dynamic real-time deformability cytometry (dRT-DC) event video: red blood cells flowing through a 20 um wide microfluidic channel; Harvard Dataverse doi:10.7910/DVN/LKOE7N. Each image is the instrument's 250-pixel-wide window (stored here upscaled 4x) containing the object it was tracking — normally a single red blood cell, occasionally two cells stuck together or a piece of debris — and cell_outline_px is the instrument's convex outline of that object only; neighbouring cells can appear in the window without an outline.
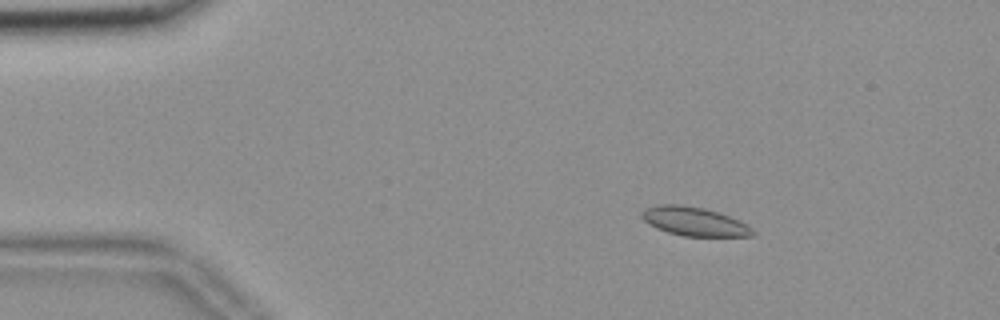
{"species": "common noctule bat (a hibernating species)", "species_latin": "Nyctalus noctula", "temperature_condition": "room temperature", "stored_images_in_passage": 57, "camera_frame_rate_fps": 3000, "um_per_image_px": 0.085, "animal": {"sex": "female", "body_mass_g": 18.4}, "frame": {"image": 1, "passage_image": 10, "time_ms": 3.0, "image_size_px": [1000, 320], "cell_outline_px": [[756, 232], [752, 236], [684, 236], [668, 232], [656, 228], [648, 224], [640, 216], [640, 212], [644, 208], [660, 204], [680, 204], [704, 208], [740, 220], [748, 224]], "centroid_in_image_um": [58.99, 18.82], "position_along_channel_um": 26.0, "area_um2": 18.73}}
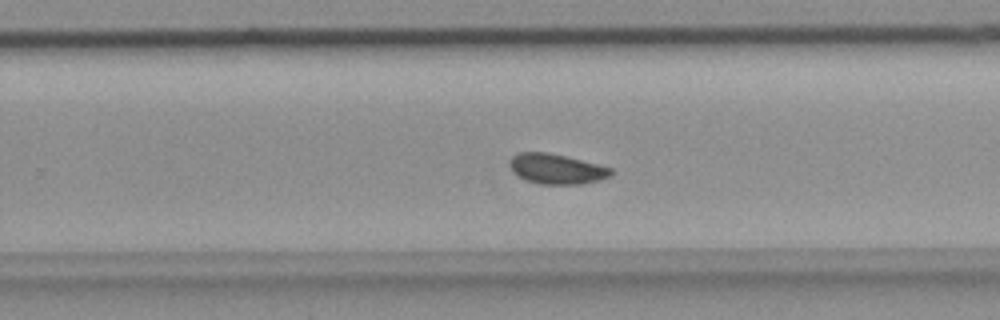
{"frame": {"image": 2, "passage_image": 37, "time_ms": 12.0, "image_size_px": [1000, 320], "cell_outline_px": [[612, 176], [600, 180], [580, 184], [540, 184], [528, 180], [512, 172], [508, 164], [512, 156], [520, 152], [548, 152], [612, 168]], "centroid_in_image_um": [47.29, 14.36], "position_along_channel_um": 282.5, "area_um2": 17.63}}
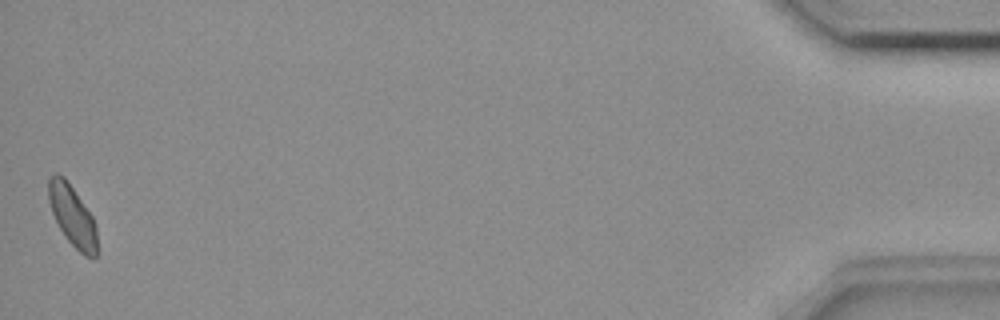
{"frame": {"image": 3, "passage_image": 57, "time_ms": 18.667, "image_size_px": [1000, 320], "cell_outline_px": [[96, 256], [92, 260], [84, 256], [68, 240], [60, 228], [52, 212], [48, 200], [48, 176], [56, 172], [64, 176], [92, 216], [96, 228]], "centroid_in_image_um": [6.13, 18.32], "position_along_channel_um": 429.1, "area_um2": 17.05}, "authors_computed_cell_mechanics": {"area_um2": 17.918, "velocity_mm_per_s": 3.6113, "shape_relaxation_time_tau1_ms": null, "shape_relaxation_time_tau2_ms": 1.2307, "deformation_change_tau1": null, "deformation_change_tau2": 0.0435}}